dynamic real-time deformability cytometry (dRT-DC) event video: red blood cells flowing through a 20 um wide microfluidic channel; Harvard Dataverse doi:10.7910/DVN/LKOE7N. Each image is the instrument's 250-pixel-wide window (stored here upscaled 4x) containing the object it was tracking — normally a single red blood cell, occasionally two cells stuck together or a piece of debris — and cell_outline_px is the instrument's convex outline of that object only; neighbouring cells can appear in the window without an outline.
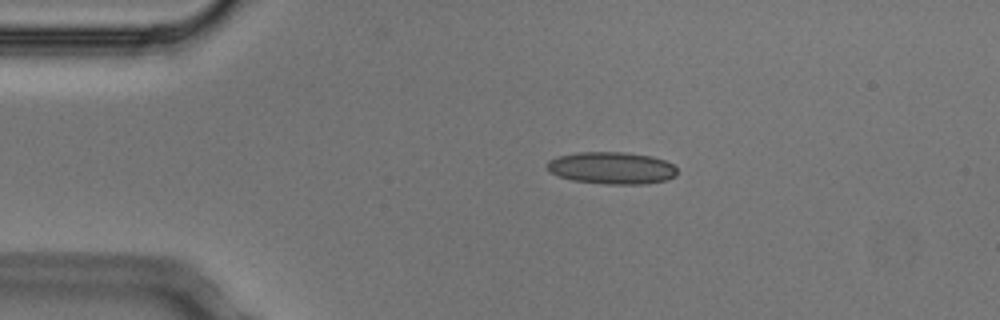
{"species": "Egyptian fruit bat (a non-hibernating species)", "species_latin": "Rousettus aegyptiacus", "temperature_condition": "cold", "stored_images_in_passage": 4, "segment_of_instrument_passage": [1, 2], "camera_frame_rate_fps": 3000, "um_per_image_px": 0.085, "animal": {"sex": "male"}, "frame": {"image": 1, "passage_image": 2, "time_ms": 0.333, "image_size_px": [1000, 320], "cell_outline_px": [[676, 176], [668, 180], [644, 184], [604, 184], [572, 180], [560, 176], [552, 172], [548, 168], [548, 160], [556, 156], [576, 152], [624, 152], [652, 156], [664, 160], [672, 164], [676, 168]], "centroid_in_image_um": [52.02, 14.27], "position_along_channel_um": 33.0, "area_um2": 24.39}}